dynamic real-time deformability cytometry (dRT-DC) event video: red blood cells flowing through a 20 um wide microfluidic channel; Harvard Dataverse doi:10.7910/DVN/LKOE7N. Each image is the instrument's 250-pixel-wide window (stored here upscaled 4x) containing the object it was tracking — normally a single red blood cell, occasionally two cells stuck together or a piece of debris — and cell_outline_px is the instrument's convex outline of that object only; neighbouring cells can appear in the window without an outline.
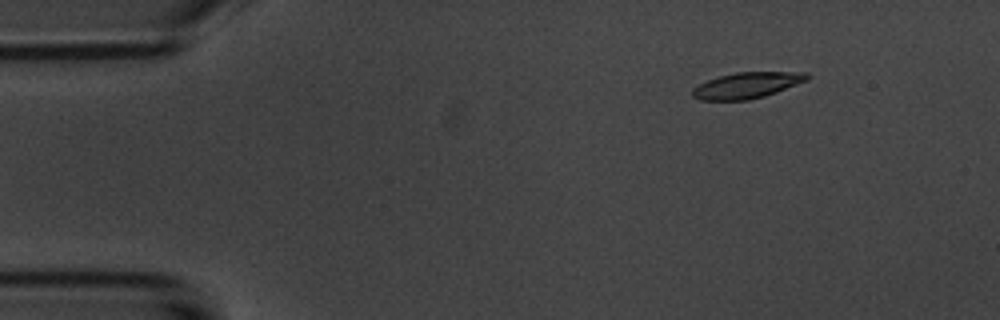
{"species": "common noctule bat (a hibernating species)", "species_latin": "Nyctalus noctula", "temperature_condition": "room temperature", "stored_images_in_passage": 6, "camera_frame_rate_fps": 3000, "um_per_image_px": 0.085, "animal": {"sex": "male", "body_mass_g": 20.1, "forearm_length_mm": 53.5}, "frame": {"image": 1, "passage_image": 2, "time_ms": 2.0, "image_size_px": [1000, 320], "cell_outline_px": [[812, 76], [808, 80], [776, 92], [764, 96], [748, 100], [700, 100], [692, 96], [692, 88], [708, 80], [720, 76], [736, 72], [808, 72]], "centroid_in_image_um": [63.52, 7.25], "position_along_channel_um": 21.5, "area_um2": 17.34}}
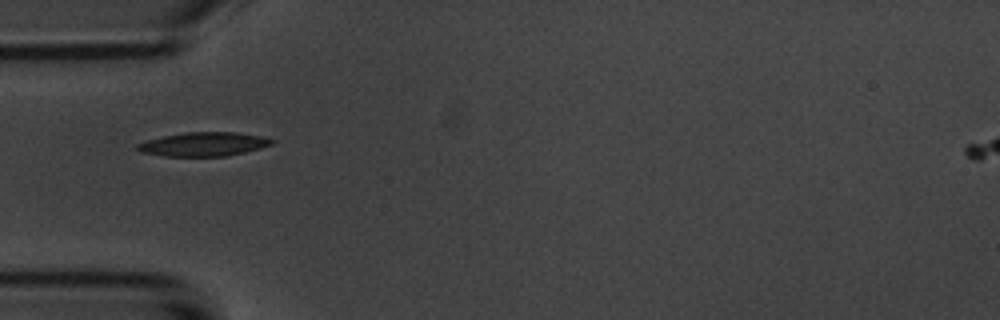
{"frame": {"image": 2, "passage_image": 5, "time_ms": 5.333, "image_size_px": [1000, 320], "cell_outline_px": [[276, 140], [272, 144], [260, 148], [228, 156], [164, 156], [140, 152], [136, 148], [136, 144], [148, 140], [164, 136], [184, 132], [236, 132], [260, 136]], "centroid_in_image_um": [17.3, 12.25], "position_along_channel_um": 67.7, "area_um2": 18.67}}